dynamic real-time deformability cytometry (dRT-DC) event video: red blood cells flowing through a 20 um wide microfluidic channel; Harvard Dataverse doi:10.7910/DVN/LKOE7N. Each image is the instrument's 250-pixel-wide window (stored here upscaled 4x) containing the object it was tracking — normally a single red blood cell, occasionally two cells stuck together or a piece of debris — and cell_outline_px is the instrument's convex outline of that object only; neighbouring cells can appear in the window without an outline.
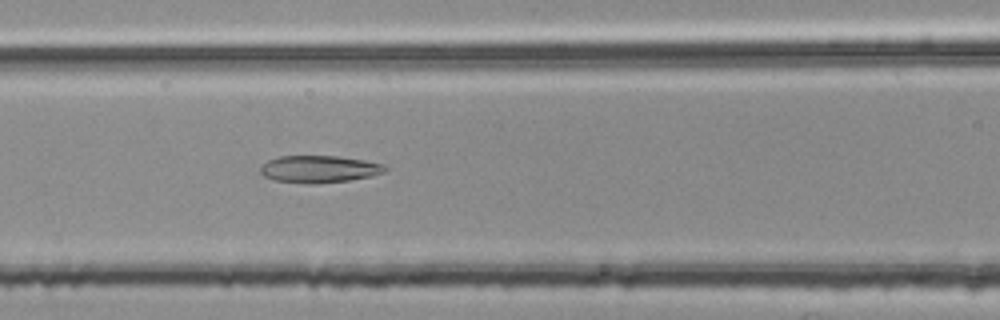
{"species": "common noctule bat (a hibernating species)", "species_latin": "Nyctalus noctula", "temperature_condition": "room temperature", "stored_images_in_passage": 48, "camera_frame_rate_fps": 3000, "um_per_image_px": 0.085, "animal": {"sex": "female", "body_mass_g": 25.1}, "frame": {"image": 1, "passage_image": 23, "time_ms": 7.333, "image_size_px": [1000, 320], "cell_outline_px": [[388, 168], [384, 172], [372, 176], [348, 180], [316, 184], [304, 184], [272, 180], [264, 176], [260, 172], [260, 168], [268, 160], [280, 156], [340, 156], [364, 160], [384, 164]], "centroid_in_image_um": [27.13, 14.38], "position_along_channel_um": 139.5, "area_um2": 19.88}}
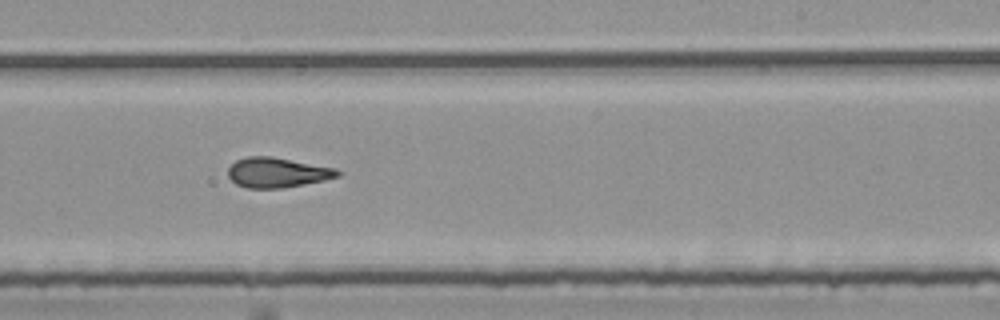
{"frame": {"image": 2, "passage_image": 33, "time_ms": 10.667, "image_size_px": [1000, 320], "cell_outline_px": [[340, 176], [324, 180], [284, 188], [248, 188], [236, 184], [228, 176], [228, 168], [236, 160], [248, 156], [272, 156], [336, 168], [340, 172]], "centroid_in_image_um": [23.56, 14.66], "position_along_channel_um": 265.4, "area_um2": 19.13}}
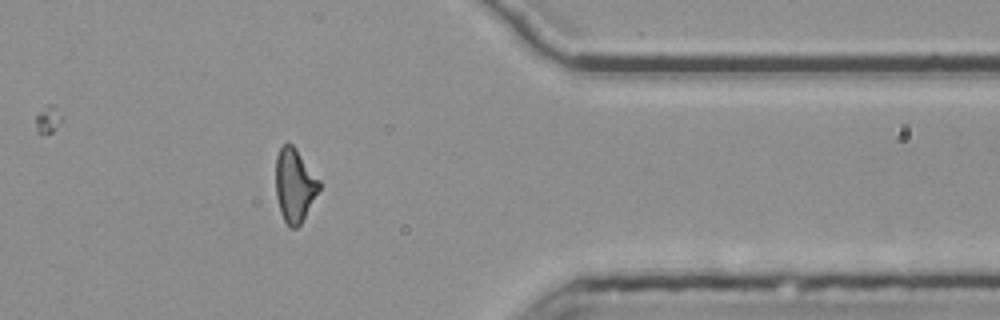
{"frame": {"image": 3, "passage_image": 44, "time_ms": 14.333, "image_size_px": [1000, 320], "cell_outline_px": [[320, 188], [300, 224], [296, 228], [288, 228], [280, 212], [276, 196], [276, 156], [280, 148], [288, 140], [296, 148], [320, 180]], "centroid_in_image_um": [25.02, 15.73], "position_along_channel_um": 386.4, "area_um2": 18.61}, "authors_computed_cell_mechanics": {"area_um2": 19.2763, "velocity_mm_per_s": 3.7892, "shape_relaxation_time_tau1_ms": null, "shape_relaxation_time_tau2_ms": 2.7617, "deformation_change_tau1": null, "deformation_change_tau2": 0.1256}}